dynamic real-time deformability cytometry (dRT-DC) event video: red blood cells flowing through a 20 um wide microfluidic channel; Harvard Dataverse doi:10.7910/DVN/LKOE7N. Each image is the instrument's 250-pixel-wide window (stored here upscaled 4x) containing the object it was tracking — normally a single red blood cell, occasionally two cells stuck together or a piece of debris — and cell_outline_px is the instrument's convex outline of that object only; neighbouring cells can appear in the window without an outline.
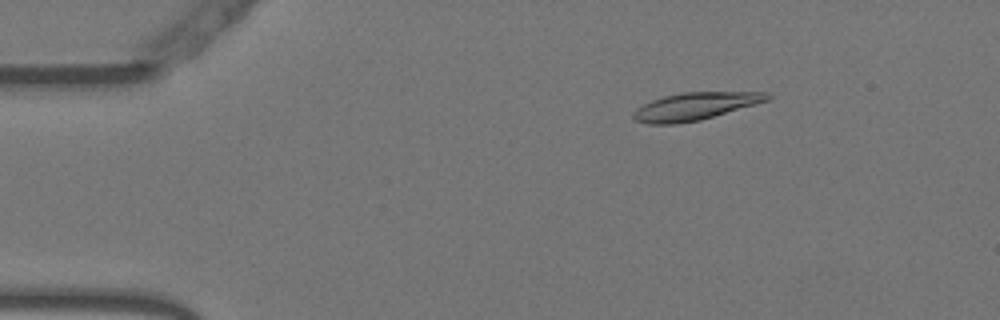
{"species": "Egyptian fruit bat (a non-hibernating species)", "species_latin": "Rousettus aegyptiacus", "temperature_condition": "warm", "stored_images_in_passage": 53, "camera_frame_rate_fps": 3000, "um_per_image_px": 0.085, "animal": {"sex": "female"}, "frame": {"image": 1, "passage_image": 8, "time_ms": 2.333, "image_size_px": [1000, 320], "cell_outline_px": [[772, 96], [768, 100], [700, 120], [676, 124], [648, 124], [636, 120], [632, 116], [632, 112], [636, 108], [652, 100], [664, 96], [684, 92], [768, 92]], "centroid_in_image_um": [59.05, 9.03], "position_along_channel_um": 26.0, "area_um2": 21.27}}
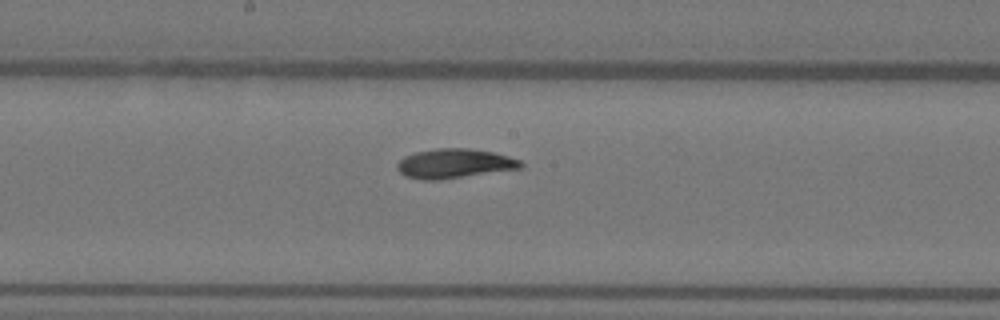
{"frame": {"image": 2, "passage_image": 28, "time_ms": 9.0, "image_size_px": [1000, 320], "cell_outline_px": [[524, 164], [520, 168], [440, 180], [424, 180], [408, 176], [400, 172], [396, 168], [396, 164], [404, 156], [416, 152], [436, 148], [468, 148], [492, 152], [508, 156], [520, 160]], "centroid_in_image_um": [38.61, 13.89], "position_along_channel_um": 209.6, "area_um2": 21.04}}
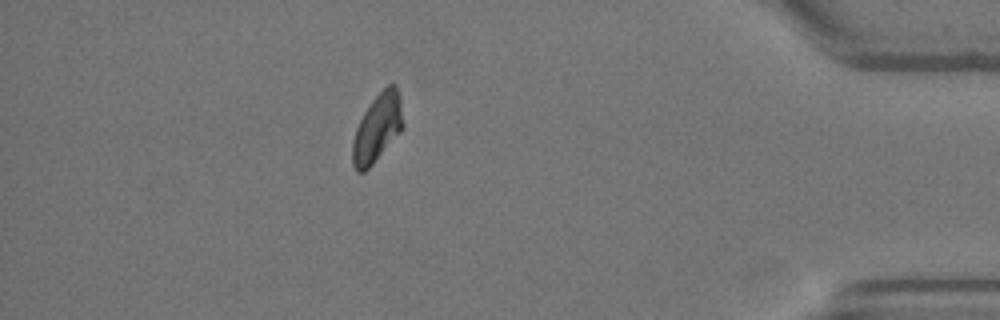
{"frame": {"image": 3, "passage_image": 47, "time_ms": 15.333, "image_size_px": [1000, 320], "cell_outline_px": [[404, 128], [372, 164], [364, 172], [356, 172], [352, 164], [352, 144], [356, 128], [364, 112], [372, 100], [388, 84], [396, 84], [400, 92], [404, 124]], "centroid_in_image_um": [32.09, 10.86], "position_along_channel_um": 403.1, "area_um2": 20.11}, "authors_computed_cell_mechanics": {"area_um2": 20.7502, "velocity_mm_per_s": 3.7636, "shape_relaxation_time_tau1_ms": 5.3757, "shape_relaxation_time_tau2_ms": 2.2406, "deformation_change_tau1": 0.1943, "deformation_change_tau2": 0.0578}}